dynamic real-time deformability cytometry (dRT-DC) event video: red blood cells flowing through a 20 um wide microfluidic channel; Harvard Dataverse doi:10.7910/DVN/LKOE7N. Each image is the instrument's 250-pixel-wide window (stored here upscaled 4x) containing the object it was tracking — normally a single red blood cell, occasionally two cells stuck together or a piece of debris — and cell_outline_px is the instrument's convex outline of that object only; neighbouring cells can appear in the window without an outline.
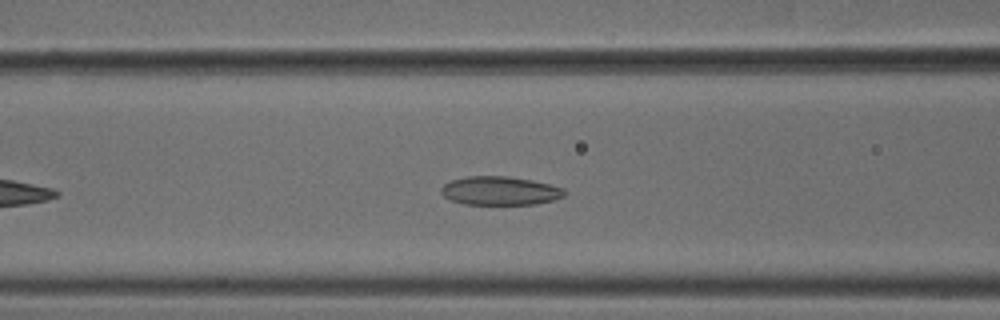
{"species": "common noctule bat (a hibernating species)", "species_latin": "Nyctalus noctula", "temperature_condition": "cold", "stored_images_in_passage": 43, "camera_frame_rate_fps": 3000, "um_per_image_px": 0.085, "animal": {"sex": "male", "body_mass_g": 18.8}, "frame": {"image": 1, "passage_image": 11, "time_ms": 3.333, "image_size_px": [1000, 320], "cell_outline_px": [[568, 192], [564, 196], [552, 200], [536, 204], [464, 204], [452, 200], [444, 196], [440, 192], [440, 188], [444, 184], [452, 180], [468, 176], [508, 176], [532, 180], [564, 188]], "centroid_in_image_um": [42.51, 16.21], "position_along_channel_um": 124.1, "area_um2": 20.58}}
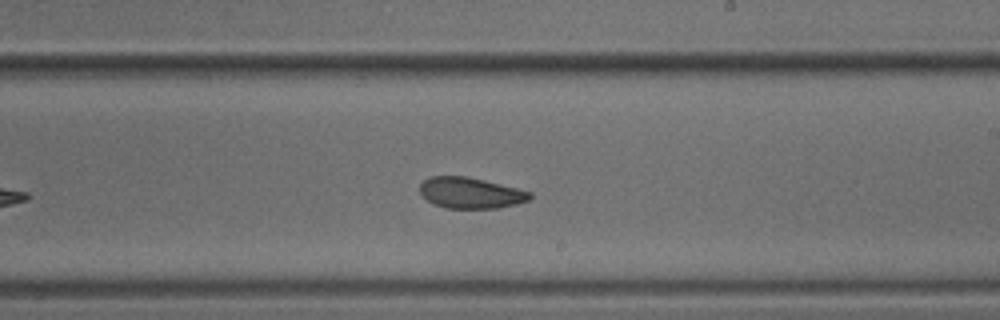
{"frame": {"image": 2, "passage_image": 21, "time_ms": 6.667, "image_size_px": [1000, 320], "cell_outline_px": [[532, 196], [528, 200], [516, 204], [496, 208], [448, 208], [432, 204], [420, 192], [420, 184], [428, 176], [468, 176], [532, 192]], "centroid_in_image_um": [39.98, 16.39], "position_along_channel_um": 249.0, "area_um2": 19.77}}
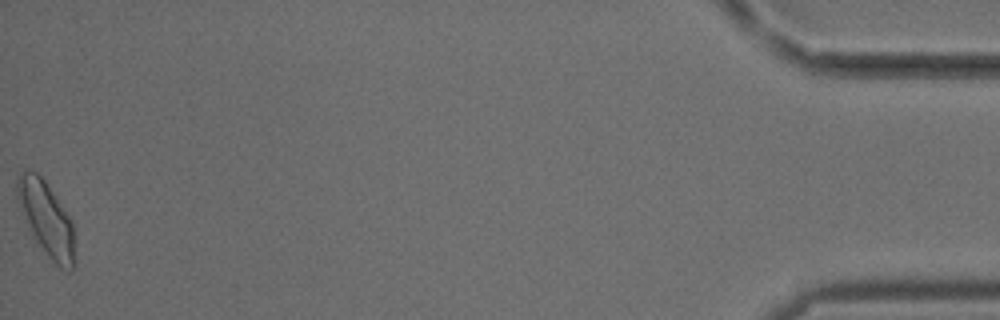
{"frame": {"image": 3, "passage_image": 43, "time_ms": 14.0, "image_size_px": [1000, 320], "cell_outline_px": [[76, 264], [72, 272], [68, 272], [60, 268], [36, 244], [28, 228], [20, 208], [16, 196], [16, 176], [24, 168], [28, 168], [36, 172], [44, 180], [72, 220]], "centroid_in_image_um": [3.93, 18.63], "position_along_channel_um": 431.3, "area_um2": 25.43}, "authors_computed_cell_mechanics": {"area_um2": 20.808, "velocity_mm_per_s": 3.7444, "shape_relaxation_time_tau1_ms": 4.0397, "shape_relaxation_time_tau2_ms": 2.2633, "deformation_change_tau1": 0.0885, "deformation_change_tau2": 0.0656}}